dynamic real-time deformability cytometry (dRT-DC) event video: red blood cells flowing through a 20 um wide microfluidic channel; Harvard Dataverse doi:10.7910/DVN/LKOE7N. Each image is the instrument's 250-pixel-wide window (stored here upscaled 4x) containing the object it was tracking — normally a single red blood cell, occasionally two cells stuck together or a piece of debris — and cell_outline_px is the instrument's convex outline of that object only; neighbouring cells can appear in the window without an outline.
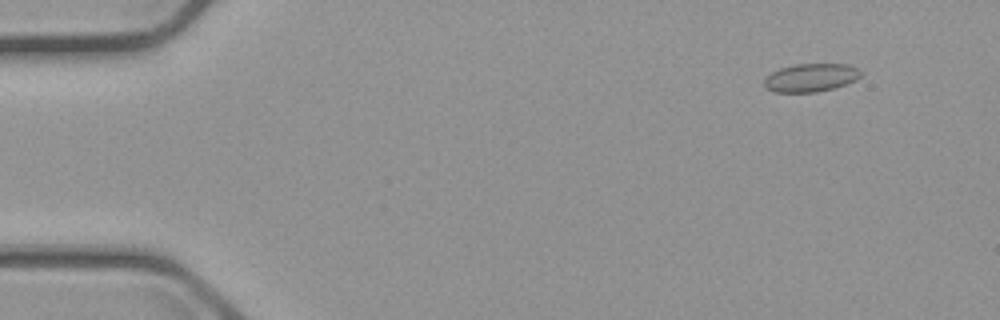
{"species": "common noctule bat (a hibernating species)", "species_latin": "Nyctalus noctula", "temperature_condition": "cold", "stored_images_in_passage": 7, "camera_frame_rate_fps": 3000, "um_per_image_px": 0.085, "animal": {"sex": "male", "body_mass_g": 23.1, "forearm_length_mm": 52.7}, "frame": {"image": 1, "passage_image": 2, "time_ms": 1.0, "image_size_px": [1000, 320], "cell_outline_px": [[864, 72], [856, 80], [832, 88], [816, 92], [776, 92], [768, 88], [764, 84], [764, 80], [772, 72], [780, 68], [796, 64], [848, 64]], "centroid_in_image_um": [68.94, 6.59], "position_along_channel_um": 16.1, "area_um2": 15.66}}
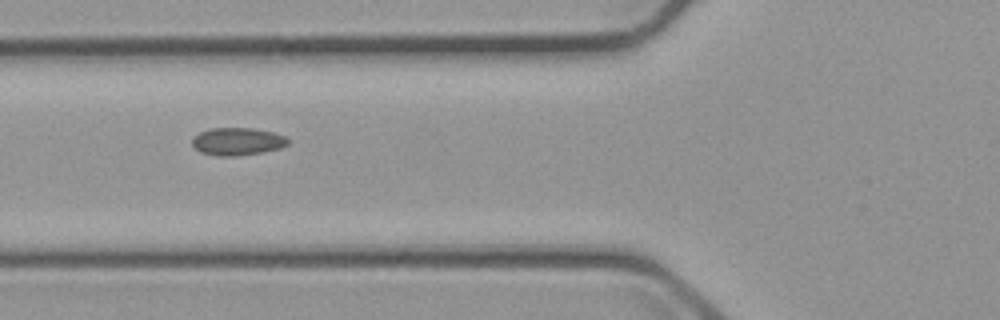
{"frame": {"image": 2, "passage_image": 6, "time_ms": 6.333, "image_size_px": [1000, 320], "cell_outline_px": [[288, 144], [280, 148], [260, 152], [236, 156], [216, 156], [200, 152], [192, 144], [192, 136], [208, 128], [252, 128], [272, 132], [284, 136], [288, 140]], "centroid_in_image_um": [20.13, 12.02], "position_along_channel_um": 105.7, "area_um2": 15.37}}
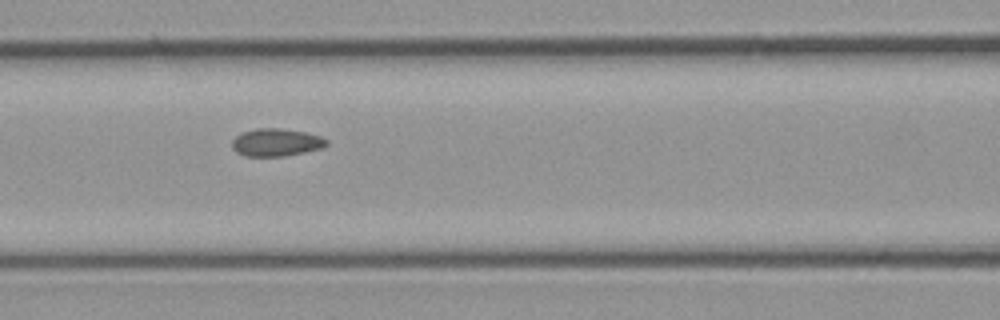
{"frame": {"image": 3, "passage_image": 7, "time_ms": 7.333, "image_size_px": [1000, 320], "cell_outline_px": [[328, 144], [324, 148], [284, 156], [244, 156], [236, 152], [232, 148], [232, 140], [236, 136], [244, 132], [256, 128], [280, 128], [304, 132], [320, 136], [328, 140]], "centroid_in_image_um": [23.48, 12.11], "position_along_channel_um": 143.1, "area_um2": 15.26}}